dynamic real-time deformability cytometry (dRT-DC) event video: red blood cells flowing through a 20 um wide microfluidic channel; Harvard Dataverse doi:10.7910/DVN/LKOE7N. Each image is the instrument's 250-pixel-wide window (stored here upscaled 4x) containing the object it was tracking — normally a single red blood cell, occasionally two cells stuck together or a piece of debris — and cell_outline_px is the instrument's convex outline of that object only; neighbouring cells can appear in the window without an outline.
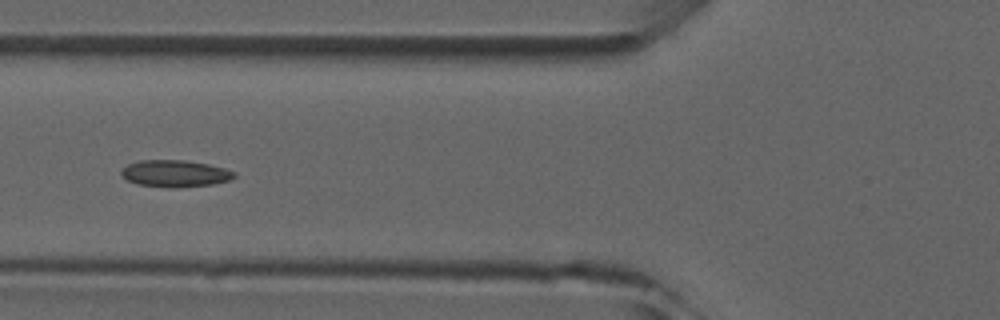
{"species": "common noctule bat (a hibernating species)", "species_latin": "Nyctalus noctula", "temperature_condition": "room temperature", "stored_images_in_passage": 6, "camera_frame_rate_fps": 3000, "um_per_image_px": 0.085, "animal": {"sex": "male", "forearm_length_mm": 52.5}, "frame": {"image": 1, "passage_image": 5, "time_ms": 4.667, "image_size_px": [1000, 320], "cell_outline_px": [[236, 176], [228, 180], [212, 184], [172, 188], [140, 184], [128, 180], [120, 172], [128, 164], [140, 160], [184, 160], [208, 164], [224, 168], [236, 172]], "centroid_in_image_um": [14.9, 14.74], "position_along_channel_um": 110.9, "area_um2": 17.4}}
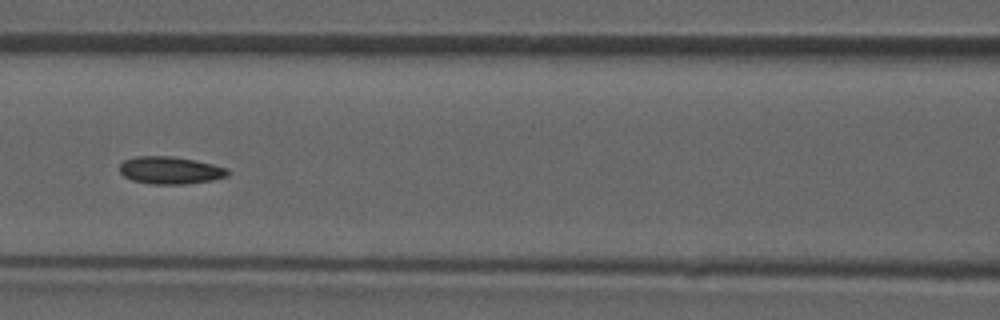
{"frame": {"image": 2, "passage_image": 6, "time_ms": 5.667, "image_size_px": [1000, 320], "cell_outline_px": [[228, 176], [212, 180], [184, 184], [152, 184], [132, 180], [124, 176], [120, 172], [120, 164], [124, 160], [136, 156], [172, 156], [196, 160], [228, 168]], "centroid_in_image_um": [14.47, 14.47], "position_along_channel_um": 152.1, "area_um2": 17.28}}